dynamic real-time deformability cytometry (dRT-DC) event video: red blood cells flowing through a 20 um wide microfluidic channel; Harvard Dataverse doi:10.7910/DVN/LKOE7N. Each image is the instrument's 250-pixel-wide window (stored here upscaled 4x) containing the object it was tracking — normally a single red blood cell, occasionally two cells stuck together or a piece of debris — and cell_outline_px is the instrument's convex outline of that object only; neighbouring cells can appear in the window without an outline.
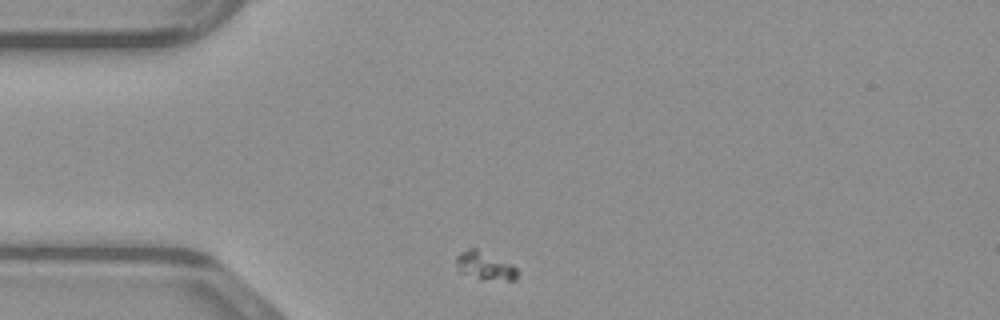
{"species": "common noctule bat (a hibernating species)", "species_latin": "Nyctalus noctula", "temperature_condition": "warm", "stored_images_in_passage": 31, "camera_frame_rate_fps": 3000, "um_per_image_px": 0.085, "animal": {"sex": "male", "body_mass_g": 23.1, "forearm_length_mm": 52.7}, "frame": {"image": 1, "passage_image": 1, "time_ms": 0.0, "image_size_px": [1000, 320], "cell_outline_px": [[516, 280], [480, 280], [460, 272], [456, 268], [456, 256], [460, 252], [468, 248], [476, 248], [512, 264], [516, 268]], "centroid_in_image_um": [41.17, 22.6], "position_along_channel_um": 43.8, "area_um2": 10.12}}